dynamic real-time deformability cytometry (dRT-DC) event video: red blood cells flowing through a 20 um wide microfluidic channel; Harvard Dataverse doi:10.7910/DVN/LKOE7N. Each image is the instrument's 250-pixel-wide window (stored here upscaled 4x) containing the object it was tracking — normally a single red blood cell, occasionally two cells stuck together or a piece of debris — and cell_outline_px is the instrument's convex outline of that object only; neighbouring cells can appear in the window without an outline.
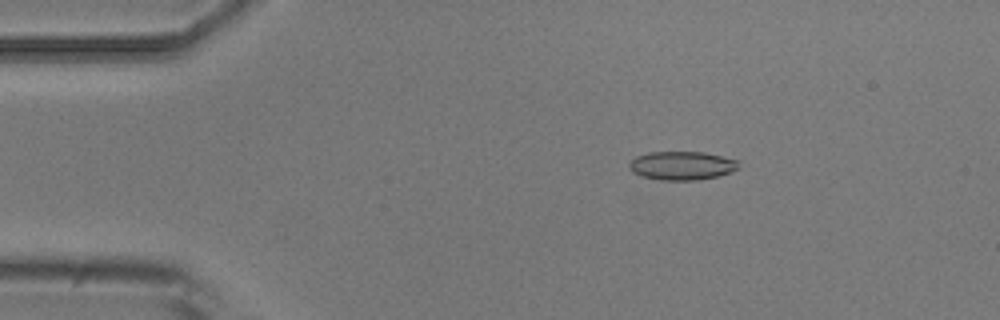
{"species": "common noctule bat (a hibernating species)", "species_latin": "Nyctalus noctula", "temperature_condition": "room temperature", "stored_images_in_passage": 5, "camera_frame_rate_fps": 3000, "um_per_image_px": 0.085, "animal": {"sex": "male", "body_mass_g": 20.5, "forearm_length_mm": 52.5}, "frame": {"image": 1, "passage_image": 3, "time_ms": 2.333, "image_size_px": [1000, 320], "cell_outline_px": [[740, 160], [736, 168], [732, 172], [700, 180], [660, 180], [640, 176], [632, 172], [628, 168], [628, 164], [636, 156], [648, 152], [704, 152]], "centroid_in_image_um": [57.93, 14.08], "position_along_channel_um": 27.1, "area_um2": 18.38}}